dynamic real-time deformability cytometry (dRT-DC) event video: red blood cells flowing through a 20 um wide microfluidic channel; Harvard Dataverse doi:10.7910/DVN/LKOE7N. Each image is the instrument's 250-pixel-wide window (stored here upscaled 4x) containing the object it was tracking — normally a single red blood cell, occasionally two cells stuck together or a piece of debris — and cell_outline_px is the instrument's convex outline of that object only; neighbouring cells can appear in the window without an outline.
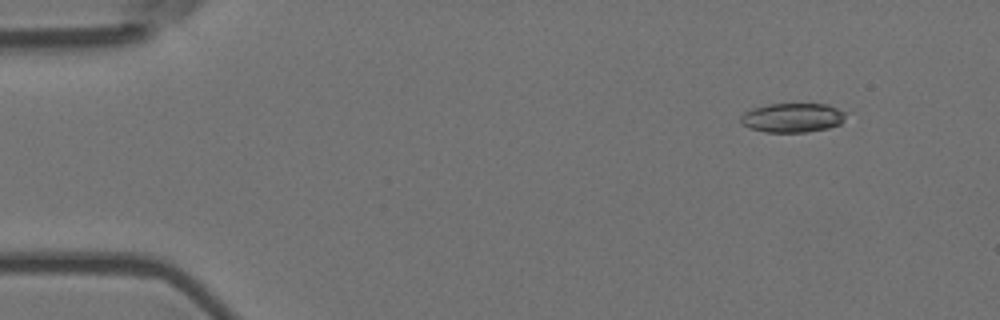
{"species": "Egyptian fruit bat (a non-hibernating species)", "species_latin": "Rousettus aegyptiacus", "temperature_condition": "room temperature", "stored_images_in_passage": 6, "camera_frame_rate_fps": 3000, "um_per_image_px": 0.085, "animal": {"sex": "female"}, "frame": {"image": 1, "passage_image": 1, "time_ms": 0.0, "image_size_px": [1000, 320], "cell_outline_px": [[848, 112], [844, 120], [840, 124], [828, 128], [808, 132], [764, 132], [752, 128], [744, 124], [740, 120], [740, 116], [744, 112], [752, 108], [768, 104], [828, 104]], "centroid_in_image_um": [67.41, 10.0], "position_along_channel_um": 17.6, "area_um2": 18.03}}
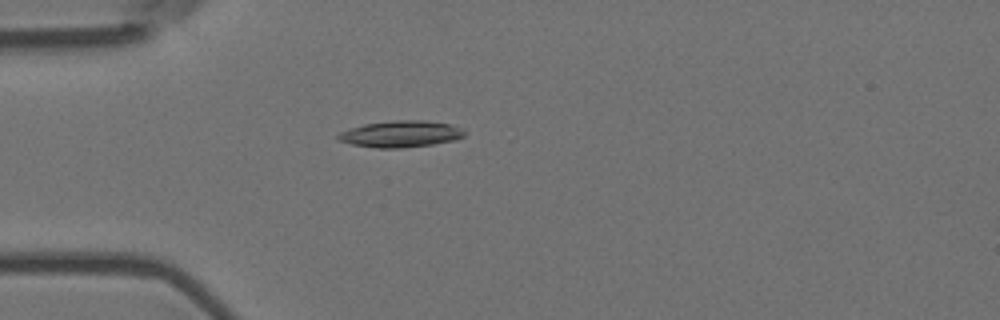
{"frame": {"image": 2, "passage_image": 4, "time_ms": 1.0, "image_size_px": [1000, 320], "cell_outline_px": [[464, 136], [456, 140], [432, 144], [400, 148], [376, 148], [352, 144], [336, 140], [336, 136], [340, 132], [348, 128], [364, 124], [396, 120], [424, 120], [448, 124], [464, 128]], "centroid_in_image_um": [34.04, 11.39], "position_along_channel_um": 51.0, "area_um2": 19.59}}